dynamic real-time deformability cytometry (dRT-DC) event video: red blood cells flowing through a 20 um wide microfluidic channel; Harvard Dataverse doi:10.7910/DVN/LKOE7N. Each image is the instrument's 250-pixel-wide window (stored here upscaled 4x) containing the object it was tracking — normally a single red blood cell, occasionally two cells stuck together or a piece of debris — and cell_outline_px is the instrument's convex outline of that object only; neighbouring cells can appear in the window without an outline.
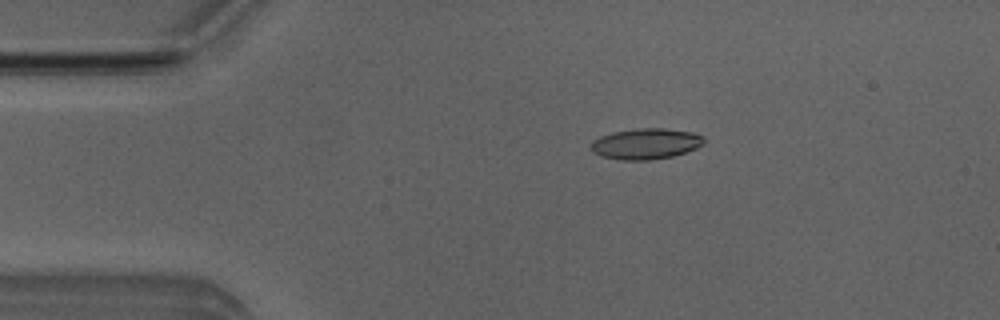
{"species": "Egyptian fruit bat (a non-hibernating species)", "species_latin": "Rousettus aegyptiacus", "temperature_condition": "room temperature", "stored_images_in_passage": 51, "camera_frame_rate_fps": 3000, "um_per_image_px": 0.085, "animal": {"sex": "male"}, "frame": {"image": 1, "passage_image": 9, "time_ms": 2.667, "image_size_px": [1000, 320], "cell_outline_px": [[704, 144], [696, 148], [672, 156], [648, 160], [620, 160], [600, 156], [592, 152], [592, 140], [600, 136], [612, 132], [636, 128], [664, 128], [692, 132], [704, 136]], "centroid_in_image_um": [54.88, 12.21], "position_along_channel_um": 30.1, "area_um2": 20.35}}
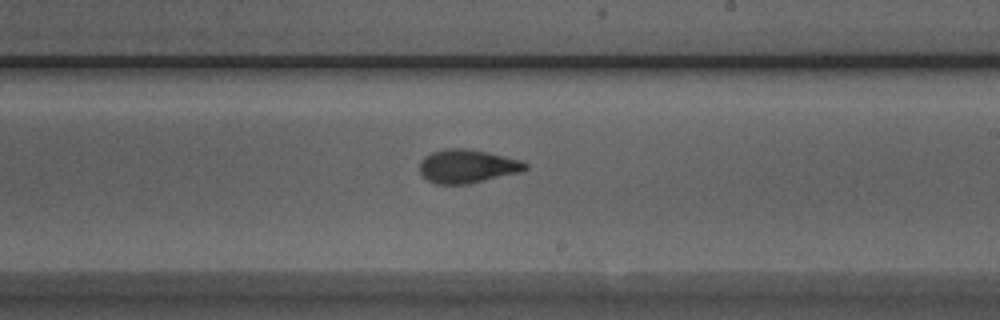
{"frame": {"image": 2, "passage_image": 29, "time_ms": 9.333, "image_size_px": [1000, 320], "cell_outline_px": [[528, 168], [520, 172], [468, 184], [436, 184], [428, 180], [420, 172], [420, 160], [424, 156], [432, 152], [444, 148], [464, 148], [488, 152], [520, 160], [528, 164]], "centroid_in_image_um": [39.7, 14.12], "position_along_channel_um": 249.3, "area_um2": 20.63}}
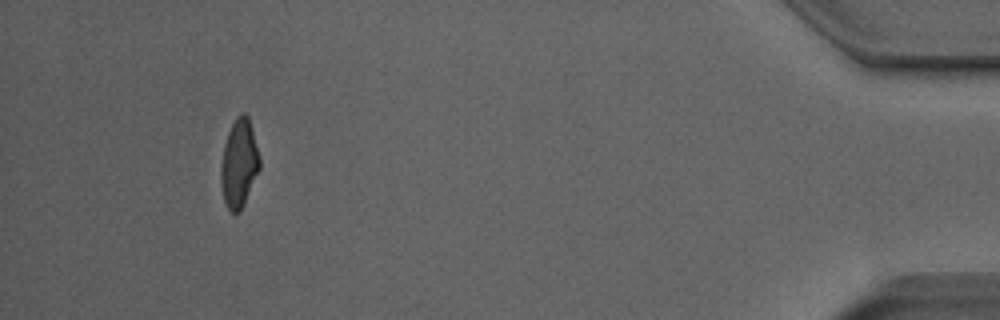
{"frame": {"image": 3, "passage_image": 47, "time_ms": 15.333, "image_size_px": [1000, 320], "cell_outline_px": [[260, 168], [244, 204], [240, 212], [232, 212], [228, 208], [224, 200], [220, 180], [220, 168], [224, 144], [228, 132], [236, 116], [240, 112], [244, 112], [248, 116], [260, 156]], "centroid_in_image_um": [20.32, 13.87], "position_along_channel_um": 414.9, "area_um2": 19.94}, "authors_computed_cell_mechanics": {"area_um2": 19.941, "velocity_mm_per_s": 3.9948, "shape_relaxation_time_tau1_ms": 4.8746, "shape_relaxation_time_tau2_ms": 1.8473, "deformation_change_tau1": 0.1868, "deformation_change_tau2": 0.0848}}